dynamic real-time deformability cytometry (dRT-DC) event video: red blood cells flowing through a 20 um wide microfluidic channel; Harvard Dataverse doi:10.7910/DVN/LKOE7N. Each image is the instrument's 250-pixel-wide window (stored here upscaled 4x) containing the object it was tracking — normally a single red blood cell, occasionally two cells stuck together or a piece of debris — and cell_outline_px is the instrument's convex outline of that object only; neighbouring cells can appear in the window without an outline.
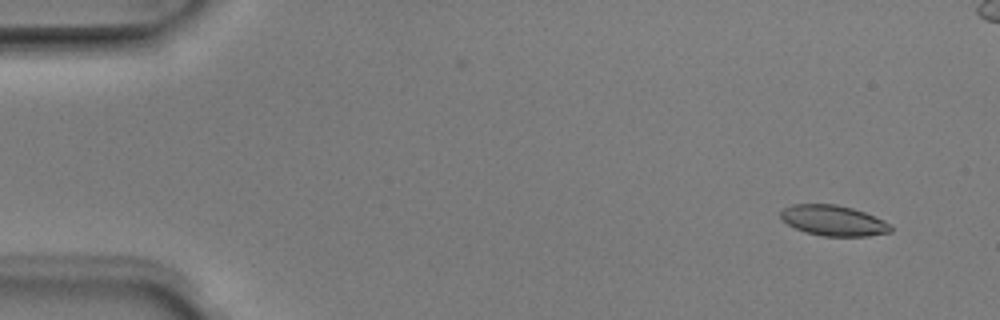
{"species": "Egyptian fruit bat (a non-hibernating species)", "species_latin": "Rousettus aegyptiacus", "temperature_condition": "room temperature", "stored_images_in_passage": 5, "camera_frame_rate_fps": 3000, "um_per_image_px": 0.085, "animal": {"sex": "male"}, "frame": {"image": 1, "passage_image": 1, "time_ms": 0.0, "image_size_px": [1000, 320], "cell_outline_px": [[892, 232], [868, 236], [824, 236], [804, 232], [788, 224], [780, 216], [780, 212], [784, 208], [792, 204], [836, 204], [852, 208], [864, 212], [884, 220], [892, 224]], "centroid_in_image_um": [70.87, 18.75], "position_along_channel_um": 14.1, "area_um2": 19.59}}